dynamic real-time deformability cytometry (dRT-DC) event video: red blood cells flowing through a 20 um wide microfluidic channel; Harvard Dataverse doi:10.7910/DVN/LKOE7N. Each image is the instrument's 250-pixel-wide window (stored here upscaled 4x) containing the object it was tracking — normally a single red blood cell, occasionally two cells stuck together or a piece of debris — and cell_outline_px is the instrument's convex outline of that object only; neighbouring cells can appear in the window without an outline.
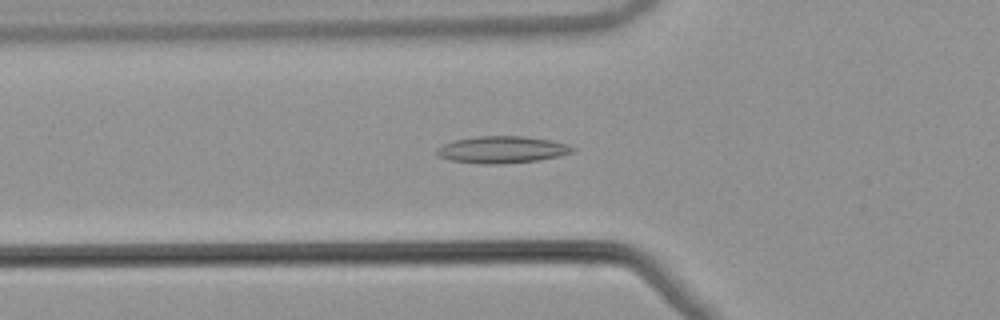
{"species": "common noctule bat (a hibernating species)", "species_latin": "Nyctalus noctula", "temperature_condition": "warm", "stored_images_in_passage": 53, "camera_frame_rate_fps": 3000, "um_per_image_px": 0.085, "animal": {"sex": "male", "body_mass_g": 21.5, "forearm_length_mm": 52.0}, "frame": {"image": 1, "passage_image": 19, "time_ms": 6.0, "image_size_px": [1000, 320], "cell_outline_px": [[576, 152], [560, 156], [540, 160], [504, 164], [480, 164], [452, 160], [436, 156], [436, 148], [444, 144], [456, 140], [476, 136], [524, 136], [548, 140], [568, 144], [576, 148]], "centroid_in_image_um": [42.71, 12.73], "position_along_channel_um": 83.1, "area_um2": 21.5}}
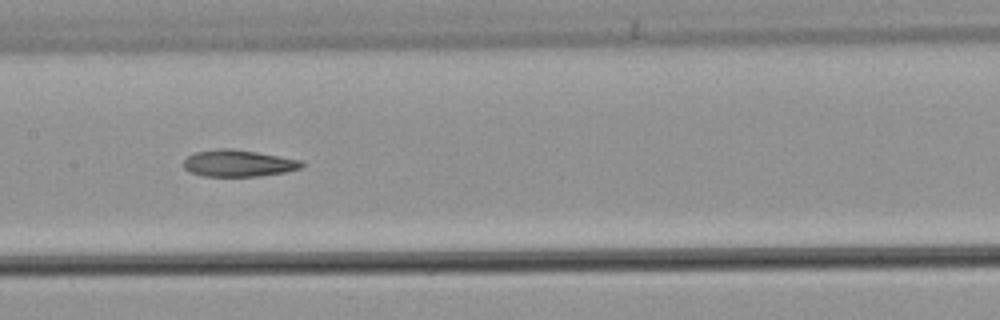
{"frame": {"image": 2, "passage_image": 27, "time_ms": 8.667, "image_size_px": [1000, 320], "cell_outline_px": [[304, 164], [300, 168], [284, 172], [260, 176], [204, 176], [188, 172], [184, 168], [184, 160], [188, 156], [196, 152], [216, 148], [232, 148], [256, 152], [300, 160]], "centroid_in_image_um": [20.21, 13.87], "position_along_channel_um": 187.2, "area_um2": 18.32}}
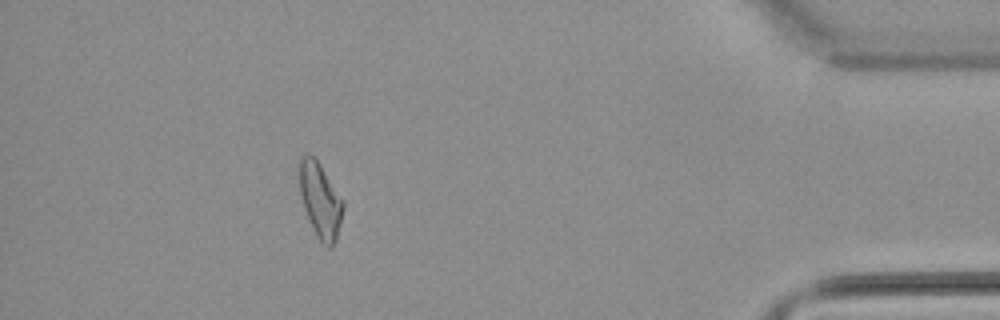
{"frame": {"image": 3, "passage_image": 48, "time_ms": 15.667, "image_size_px": [1000, 320], "cell_outline_px": [[344, 208], [336, 240], [332, 248], [328, 248], [320, 244], [316, 236], [304, 208], [300, 192], [300, 156], [308, 152], [320, 164], [344, 200]], "centroid_in_image_um": [27.24, 17.06], "position_along_channel_um": 408.0, "area_um2": 19.19}, "authors_computed_cell_mechanics": {"area_um2": 19.1896, "velocity_mm_per_s": 3.8929, "shape_relaxation_time_tau1_ms": null, "shape_relaxation_time_tau2_ms": 6.4353, "deformation_change_tau1": null, "deformation_change_tau2": 0.1642}}